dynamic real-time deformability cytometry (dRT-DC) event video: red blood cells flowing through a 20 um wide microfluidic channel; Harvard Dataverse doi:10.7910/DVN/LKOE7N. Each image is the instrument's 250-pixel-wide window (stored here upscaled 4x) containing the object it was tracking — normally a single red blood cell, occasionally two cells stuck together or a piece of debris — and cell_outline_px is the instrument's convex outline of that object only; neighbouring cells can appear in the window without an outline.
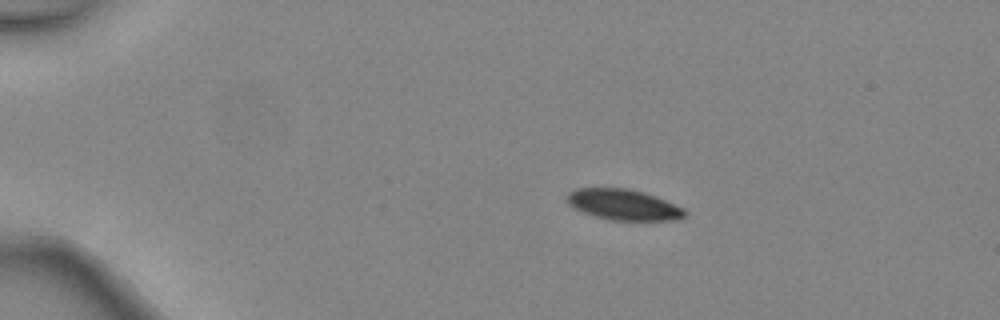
{"species": "common noctule bat (a hibernating species)", "species_latin": "Nyctalus noctula", "temperature_condition": "warm", "stored_images_in_passage": 3, "camera_frame_rate_fps": 3000, "um_per_image_px": 0.085, "animal": {"sex": "female", "body_mass_g": 24.6, "forearm_length_mm": 56.2}, "frame": {"image": 1, "passage_image": 2, "time_ms": 0.333, "image_size_px": [1000, 320], "cell_outline_px": [[688, 212], [684, 216], [672, 220], [608, 220], [572, 208], [568, 204], [568, 192], [576, 188], [628, 188], [644, 192], [656, 196], [684, 208]], "centroid_in_image_um": [52.99, 17.39], "position_along_channel_um": 32.0, "area_um2": 21.1}}